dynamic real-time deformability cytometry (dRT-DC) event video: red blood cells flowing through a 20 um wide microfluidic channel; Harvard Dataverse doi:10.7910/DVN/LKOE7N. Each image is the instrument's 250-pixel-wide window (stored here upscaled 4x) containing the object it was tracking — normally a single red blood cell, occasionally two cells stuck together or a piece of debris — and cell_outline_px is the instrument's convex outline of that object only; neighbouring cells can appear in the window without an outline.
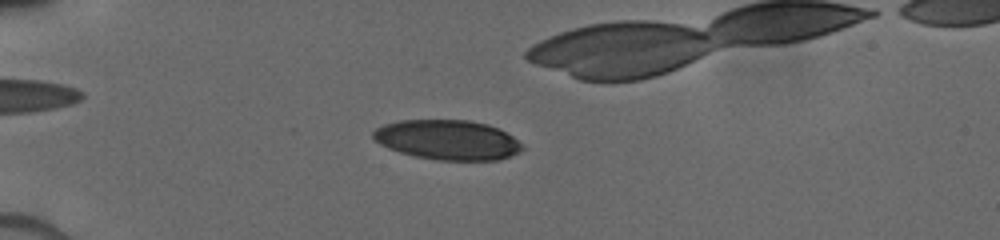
{"species": "human", "species_latin": "Homo sapiens", "temperature_condition": "cold", "stored_images_in_passage": 17, "camera_frame_rate_fps": 3000, "um_per_image_px": 0.085, "donor": {"sex": "male"}, "frame": {"image": 1, "passage_image": 14, "time_ms": 5.333, "image_size_px": [1000, 240], "cell_outline_px": [[524, 148], [520, 152], [500, 160], [436, 160], [416, 156], [400, 152], [388, 148], [380, 144], [372, 136], [372, 132], [376, 128], [384, 124], [400, 120], [468, 120], [488, 124], [500, 128], [524, 144]], "centroid_in_image_um": [38.08, 11.88], "position_along_channel_um": 46.9, "area_um2": 34.8}}